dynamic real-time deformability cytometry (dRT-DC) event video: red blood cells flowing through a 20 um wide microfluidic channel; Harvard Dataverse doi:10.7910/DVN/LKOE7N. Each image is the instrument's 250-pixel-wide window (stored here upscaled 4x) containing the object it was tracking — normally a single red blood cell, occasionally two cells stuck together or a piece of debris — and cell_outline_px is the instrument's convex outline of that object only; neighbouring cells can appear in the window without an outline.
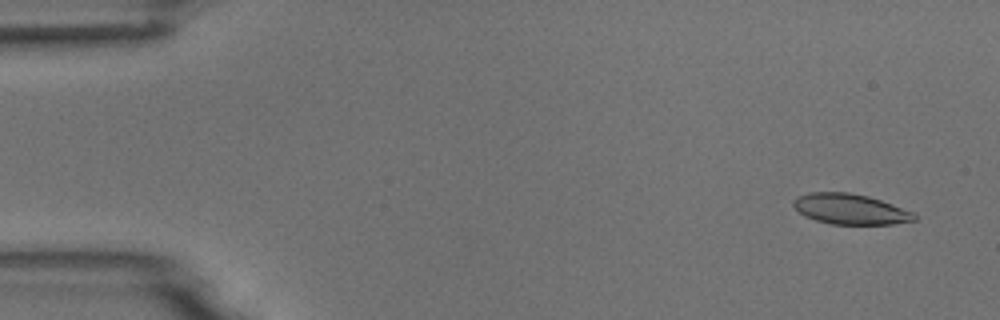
{"species": "common noctule bat (a hibernating species)", "species_latin": "Nyctalus noctula", "temperature_condition": "room temperature", "stored_images_in_passage": 54, "camera_frame_rate_fps": 3000, "um_per_image_px": 0.085, "animal": {"sex": "male", "body_mass_g": 18.8}, "frame": {"image": 1, "passage_image": 3, "time_ms": 0.667, "image_size_px": [1000, 320], "cell_outline_px": [[916, 220], [892, 224], [832, 224], [816, 220], [804, 216], [792, 204], [792, 200], [796, 196], [808, 192], [848, 192], [868, 196], [892, 204], [912, 212], [916, 216]], "centroid_in_image_um": [72.23, 17.76], "position_along_channel_um": 12.8, "area_um2": 21.39}}
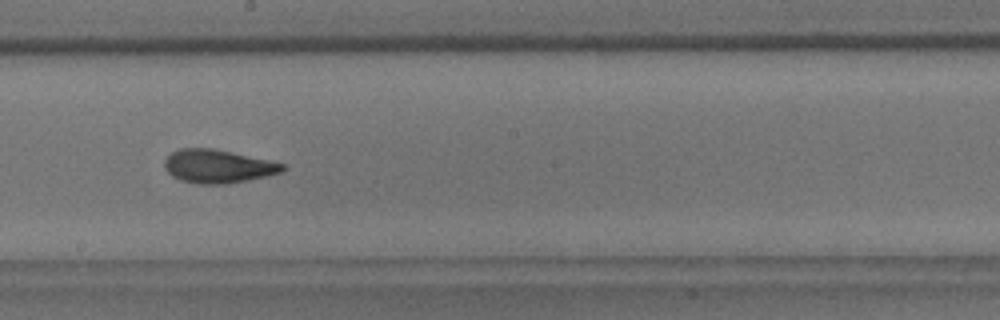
{"frame": {"image": 2, "passage_image": 30, "time_ms": 9.667, "image_size_px": [1000, 320], "cell_outline_px": [[288, 168], [280, 172], [248, 180], [228, 184], [200, 184], [180, 180], [172, 176], [164, 168], [164, 160], [172, 152], [180, 148], [212, 148], [232, 152], [288, 164]], "centroid_in_image_um": [18.53, 14.13], "position_along_channel_um": 229.7, "area_um2": 23.06}}
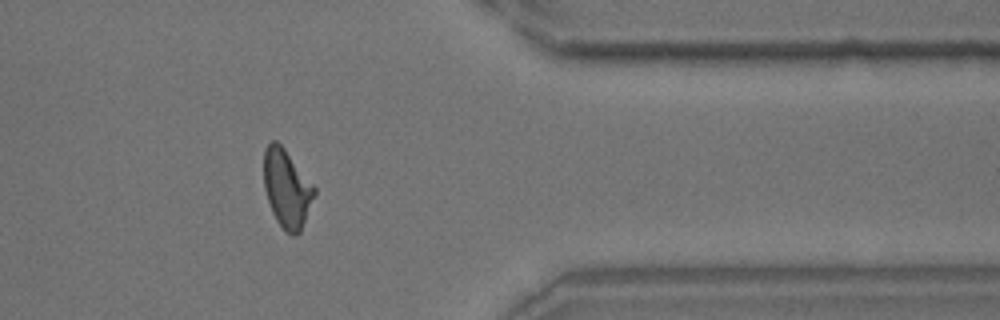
{"frame": {"image": 3, "passage_image": 44, "time_ms": 14.333, "image_size_px": [1000, 320], "cell_outline_px": [[316, 192], [300, 232], [292, 236], [284, 232], [276, 220], [272, 212], [264, 188], [264, 148], [272, 140], [276, 140], [284, 148], [316, 188]], "centroid_in_image_um": [24.37, 16.04], "position_along_channel_um": 387.0, "area_um2": 22.89}, "authors_computed_cell_mechanics": {"area_um2": 22.3108, "velocity_mm_per_s": 3.7196, "shape_relaxation_time_tau1_ms": 6.9353, "shape_relaxation_time_tau2_ms": 2.0896, "deformation_change_tau1": 0.1928, "deformation_change_tau2": 0.102}}